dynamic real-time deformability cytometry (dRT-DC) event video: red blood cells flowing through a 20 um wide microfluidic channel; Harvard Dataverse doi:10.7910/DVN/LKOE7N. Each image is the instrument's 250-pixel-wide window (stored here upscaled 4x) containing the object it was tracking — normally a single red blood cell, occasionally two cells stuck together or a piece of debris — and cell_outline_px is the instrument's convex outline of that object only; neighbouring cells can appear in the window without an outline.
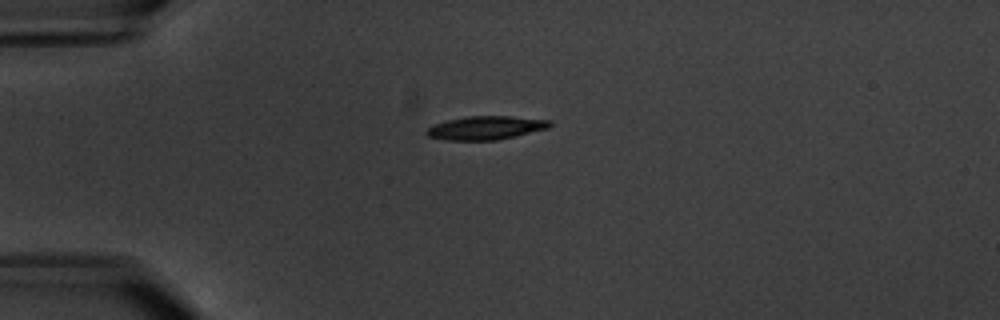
{"species": "common noctule bat (a hibernating species)", "species_latin": "Nyctalus noctula", "temperature_condition": "warm", "stored_images_in_passage": 6, "camera_frame_rate_fps": 3000, "um_per_image_px": 0.085, "animal": {"sex": "male", "body_mass_g": 20.1, "forearm_length_mm": 53.5}, "frame": {"image": 1, "passage_image": 5, "time_ms": 4.667, "image_size_px": [1000, 320], "cell_outline_px": [[552, 124], [548, 128], [496, 140], [444, 140], [428, 136], [424, 132], [432, 124], [448, 120], [468, 116], [512, 116], [552, 120]], "centroid_in_image_um": [41.27, 10.86], "position_along_channel_um": 43.7, "area_um2": 16.88}}